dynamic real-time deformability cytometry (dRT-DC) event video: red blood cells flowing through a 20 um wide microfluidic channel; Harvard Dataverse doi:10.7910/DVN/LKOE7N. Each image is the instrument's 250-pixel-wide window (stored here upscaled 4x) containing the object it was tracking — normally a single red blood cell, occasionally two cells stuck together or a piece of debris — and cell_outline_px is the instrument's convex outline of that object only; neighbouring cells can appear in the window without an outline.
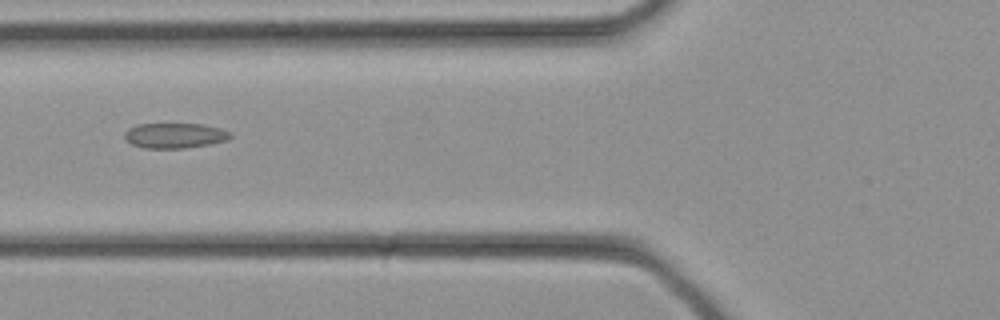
{"species": "common noctule bat (a hibernating species)", "species_latin": "Nyctalus noctula", "temperature_condition": "cold", "stored_images_in_passage": 23, "camera_frame_rate_fps": 3000, "um_per_image_px": 0.085, "animal": {"sex": "female", "body_mass_g": 21.9}, "frame": {"image": 1, "passage_image": 3, "time_ms": 0.667, "image_size_px": [1000, 320], "cell_outline_px": [[232, 136], [228, 140], [212, 144], [184, 148], [144, 148], [132, 144], [124, 140], [124, 132], [128, 128], [136, 124], [204, 124], [220, 128], [232, 132]], "centroid_in_image_um": [14.86, 11.52], "position_along_channel_um": 110.9, "area_um2": 15.78}}
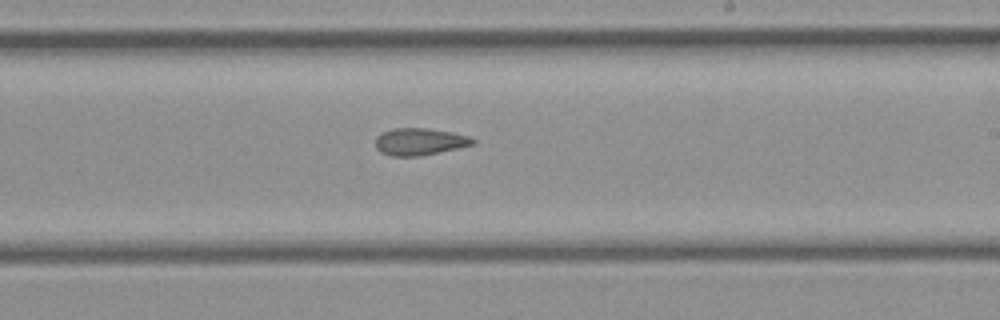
{"frame": {"image": 2, "passage_image": 10, "time_ms": 3.0, "image_size_px": [1000, 320], "cell_outline_px": [[476, 144], [460, 148], [420, 156], [392, 156], [380, 152], [376, 148], [376, 136], [392, 128], [424, 128], [452, 132], [468, 136], [476, 140]], "centroid_in_image_um": [35.69, 12.05], "position_along_channel_um": 253.3, "area_um2": 15.43}}
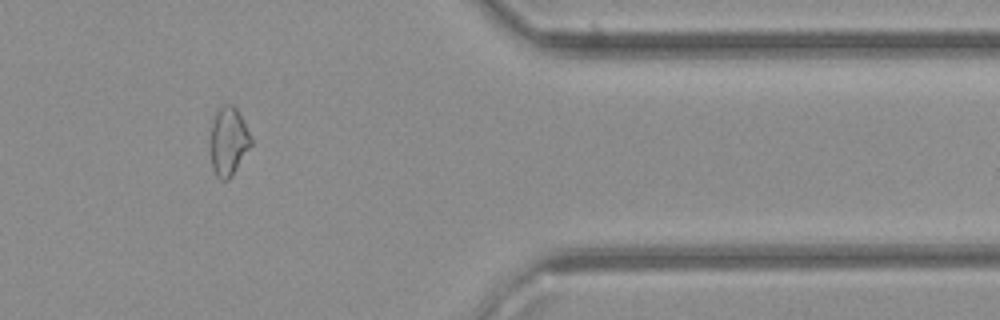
{"frame": {"image": 3, "passage_image": 18, "time_ms": 5.667, "image_size_px": [1000, 320], "cell_outline_px": [[252, 144], [232, 176], [228, 180], [220, 180], [216, 176], [212, 168], [212, 120], [216, 112], [224, 104], [232, 104], [236, 108], [252, 140]], "centroid_in_image_um": [19.42, 12.04], "position_along_channel_um": 392.0, "area_um2": 15.78}}